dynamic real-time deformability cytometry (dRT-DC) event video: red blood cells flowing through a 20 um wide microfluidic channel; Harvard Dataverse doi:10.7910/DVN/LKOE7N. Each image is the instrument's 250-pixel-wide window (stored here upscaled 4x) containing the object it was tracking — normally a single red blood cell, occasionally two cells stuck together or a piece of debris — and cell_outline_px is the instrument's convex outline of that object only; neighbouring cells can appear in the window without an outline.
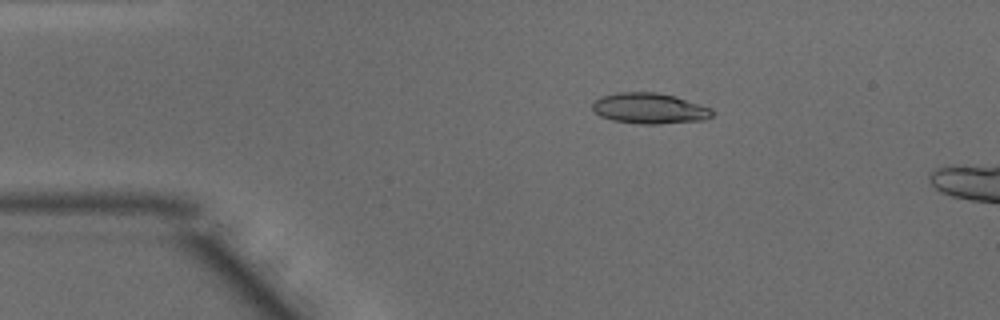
{"species": "common noctule bat (a hibernating species)", "species_latin": "Nyctalus noctula", "temperature_condition": "warm", "stored_images_in_passage": 8, "camera_frame_rate_fps": 3000, "um_per_image_px": 0.085, "animal": {"sex": "male", "body_mass_g": 15.6}, "frame": {"image": 1, "passage_image": 1, "time_ms": 0.0, "image_size_px": [1000, 320], "cell_outline_px": [[712, 116], [704, 120], [660, 124], [640, 124], [612, 120], [600, 116], [592, 108], [592, 104], [600, 96], [616, 92], [656, 92], [676, 96], [712, 108]], "centroid_in_image_um": [55.21, 9.21], "position_along_channel_um": 29.8, "area_um2": 21.56}}